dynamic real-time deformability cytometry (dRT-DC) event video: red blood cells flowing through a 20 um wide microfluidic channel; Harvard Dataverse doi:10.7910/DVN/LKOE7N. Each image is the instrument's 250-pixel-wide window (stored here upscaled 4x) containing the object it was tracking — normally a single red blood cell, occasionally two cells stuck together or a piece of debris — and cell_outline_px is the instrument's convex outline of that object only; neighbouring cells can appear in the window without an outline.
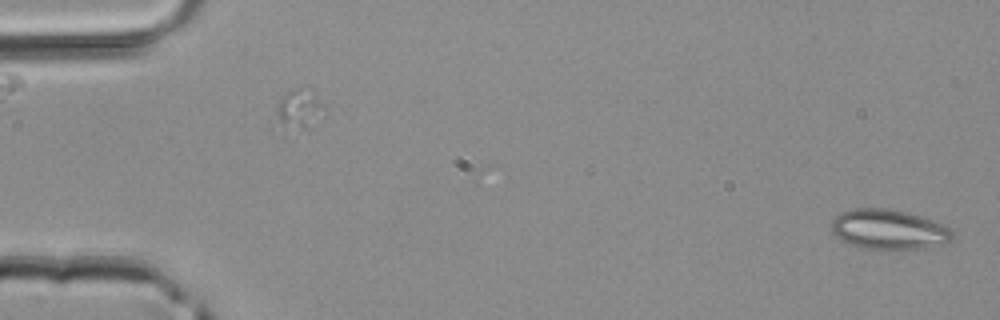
{"species": "common noctule bat (a hibernating species)", "species_latin": "Nyctalus noctula", "temperature_condition": "room temperature", "stored_images_in_passage": 3, "segment_of_instrument_passage": [2, 2], "camera_frame_rate_fps": 3000, "um_per_image_px": 0.085, "animal": {"sex": "male", "body_mass_g": 20.4}, "frame": {"image": 1, "passage_image": 3, "time_ms": 0.667, "image_size_px": [1000, 320], "cell_outline_px": [[952, 240], [948, 244], [928, 248], [860, 248], [840, 240], [832, 232], [832, 220], [840, 212], [852, 208], [884, 208], [908, 212], [944, 224], [952, 232]], "centroid_in_image_um": [75.55, 19.49], "position_along_channel_um": 9.5, "area_um2": 28.21}}